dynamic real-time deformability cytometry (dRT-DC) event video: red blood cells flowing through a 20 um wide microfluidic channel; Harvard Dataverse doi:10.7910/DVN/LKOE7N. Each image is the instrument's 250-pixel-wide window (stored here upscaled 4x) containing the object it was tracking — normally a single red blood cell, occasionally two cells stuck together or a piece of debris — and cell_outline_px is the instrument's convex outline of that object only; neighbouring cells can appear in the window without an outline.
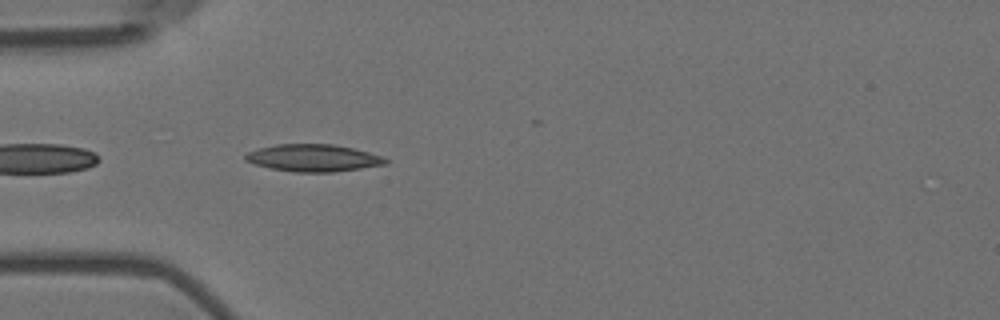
{"species": "Egyptian fruit bat (a non-hibernating species)", "species_latin": "Rousettus aegyptiacus", "temperature_condition": "room temperature", "stored_images_in_passage": 6, "camera_frame_rate_fps": 3000, "um_per_image_px": 0.085, "animal": {"sex": "female"}, "frame": {"image": 1, "passage_image": 2, "time_ms": 0.333, "image_size_px": [1000, 320], "cell_outline_px": [[388, 164], [332, 172], [292, 172], [272, 168], [256, 164], [244, 160], [244, 156], [248, 152], [260, 148], [276, 144], [332, 144], [352, 148], [384, 156], [388, 160]], "centroid_in_image_um": [26.65, 13.42], "position_along_channel_um": 58.4, "area_um2": 22.08}}